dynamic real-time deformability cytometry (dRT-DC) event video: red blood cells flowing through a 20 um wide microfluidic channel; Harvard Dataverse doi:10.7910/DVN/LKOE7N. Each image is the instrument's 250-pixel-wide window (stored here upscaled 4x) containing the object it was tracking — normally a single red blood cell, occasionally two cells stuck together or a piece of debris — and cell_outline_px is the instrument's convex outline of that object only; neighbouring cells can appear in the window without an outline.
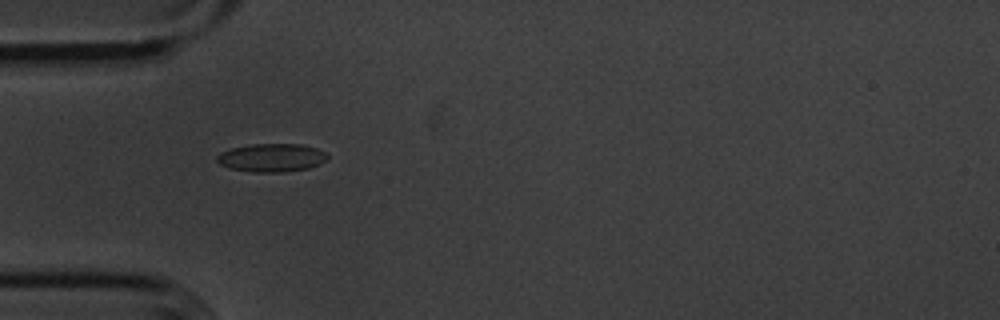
{"species": "common noctule bat (a hibernating species)", "species_latin": "Nyctalus noctula", "temperature_condition": "cold", "stored_images_in_passage": 34, "camera_frame_rate_fps": 3000, "um_per_image_px": 0.085, "animal": {"sex": "male", "body_mass_g": 20.1, "forearm_length_mm": 53.5}, "frame": {"image": 1, "passage_image": 1, "time_ms": 0.0, "image_size_px": [1000, 320], "cell_outline_px": [[328, 160], [320, 164], [308, 168], [284, 172], [252, 172], [228, 168], [220, 164], [216, 160], [216, 156], [220, 152], [232, 148], [252, 144], [300, 144], [316, 148], [324, 152], [328, 156]], "centroid_in_image_um": [23.08, 13.41], "position_along_channel_um": 61.9, "area_um2": 18.26}}
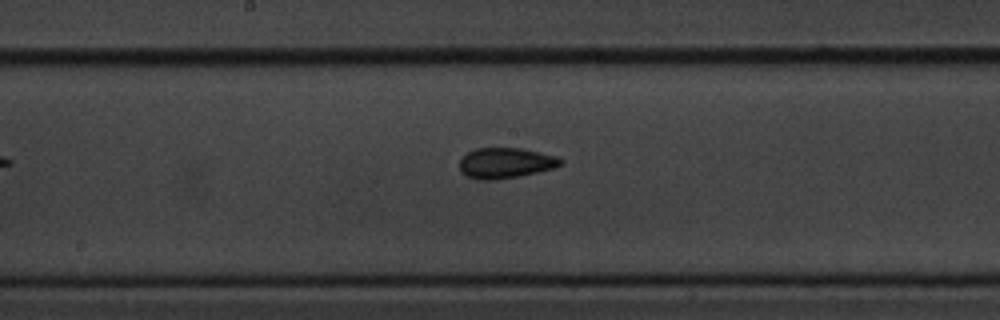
{"frame": {"image": 2, "passage_image": 13, "time_ms": 4.0, "image_size_px": [1000, 320], "cell_outline_px": [[564, 164], [552, 168], [536, 172], [496, 180], [480, 180], [464, 176], [460, 172], [460, 160], [468, 152], [476, 148], [520, 148], [560, 156], [564, 160]], "centroid_in_image_um": [42.98, 13.85], "position_along_channel_um": 205.2, "area_um2": 18.09}}
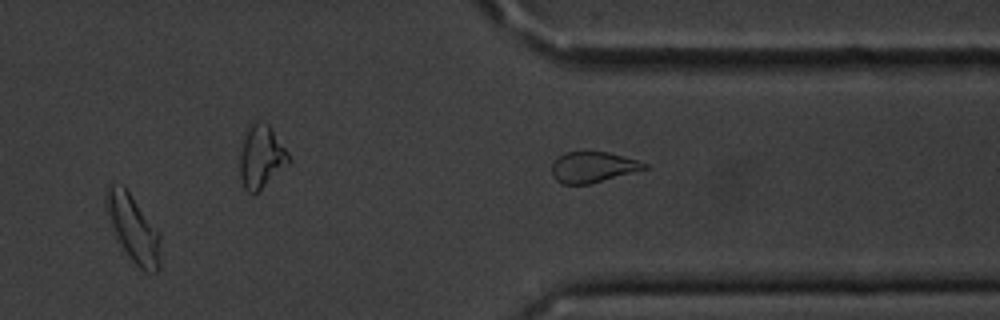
{"frame": {"image": 3, "passage_image": 26, "time_ms": 8.333, "image_size_px": [1000, 320], "cell_outline_px": [[160, 264], [156, 272], [144, 272], [120, 248], [116, 240], [104, 208], [104, 192], [108, 188], [120, 184], [124, 184], [160, 232]], "centroid_in_image_um": [11.29, 19.4], "position_along_channel_um": 400.1, "area_um2": 21.85}, "authors_computed_cell_mechanics": {"area_um2": 17.5134, "velocity_mm_per_s": 3.5975, "shape_relaxation_time_tau1_ms": 4.4103, "shape_relaxation_time_tau2_ms": 1.7814, "deformation_change_tau1": 0.1119, "deformation_change_tau2": 0.0824}}